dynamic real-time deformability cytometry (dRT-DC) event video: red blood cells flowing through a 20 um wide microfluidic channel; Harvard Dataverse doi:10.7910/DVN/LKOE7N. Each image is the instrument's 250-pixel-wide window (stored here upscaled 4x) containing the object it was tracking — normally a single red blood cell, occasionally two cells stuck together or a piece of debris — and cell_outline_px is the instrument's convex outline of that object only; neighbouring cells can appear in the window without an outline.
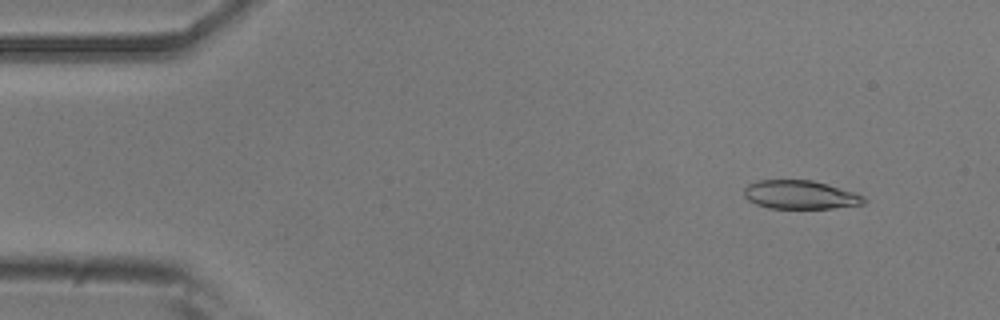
{"species": "common noctule bat (a hibernating species)", "species_latin": "Nyctalus noctula", "temperature_condition": "room temperature", "stored_images_in_passage": 22, "camera_frame_rate_fps": 3000, "um_per_image_px": 0.085, "animal": {"sex": "male", "body_mass_g": 20.5, "forearm_length_mm": 52.5}, "frame": {"image": 1, "passage_image": 5, "time_ms": 1.333, "image_size_px": [1000, 320], "cell_outline_px": [[868, 200], [864, 204], [832, 208], [768, 208], [756, 204], [748, 200], [744, 196], [744, 188], [748, 184], [760, 180], [812, 180], [852, 192], [864, 196]], "centroid_in_image_um": [68.0, 16.56], "position_along_channel_um": 17.0, "area_um2": 19.83}}
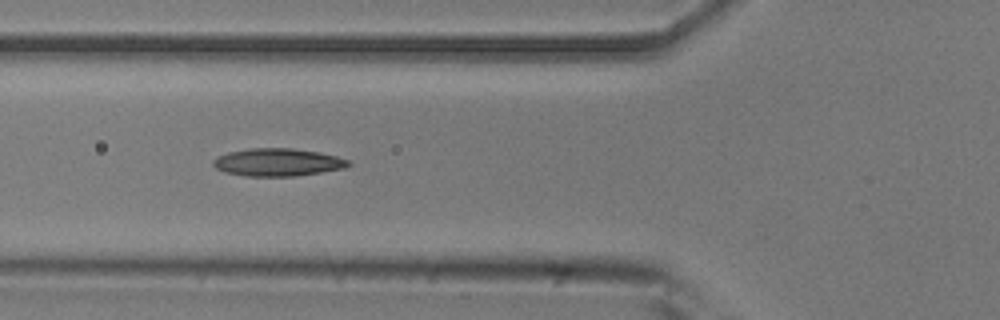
{"frame": {"image": 2, "passage_image": 19, "time_ms": 6.0, "image_size_px": [1000, 320], "cell_outline_px": [[352, 164], [348, 168], [296, 176], [248, 176], [224, 172], [216, 168], [212, 164], [212, 160], [216, 156], [228, 152], [248, 148], [292, 148], [320, 152], [336, 156], [348, 160]], "centroid_in_image_um": [23.61, 13.79], "position_along_channel_um": 102.2, "area_um2": 22.08}}